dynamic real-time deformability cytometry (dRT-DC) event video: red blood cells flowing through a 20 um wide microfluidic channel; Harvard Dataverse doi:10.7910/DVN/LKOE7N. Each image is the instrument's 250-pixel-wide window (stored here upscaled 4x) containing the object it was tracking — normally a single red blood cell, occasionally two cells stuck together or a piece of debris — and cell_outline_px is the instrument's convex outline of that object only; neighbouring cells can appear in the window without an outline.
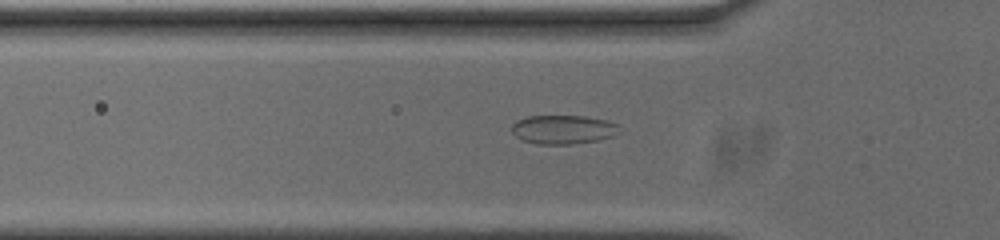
{"species": "common noctule bat (a hibernating species)", "species_latin": "Nyctalus noctula", "temperature_condition": "cold", "stored_images_in_passage": 44, "camera_frame_rate_fps": 3000, "um_per_image_px": 0.085, "animal": {"sex": "male", "body_mass_g": 20.0, "forearm_length_mm": 53.3}, "frame": {"image": 1, "passage_image": 12, "time_ms": 3.667, "image_size_px": [1000, 240], "cell_outline_px": [[620, 124], [612, 136], [596, 140], [576, 144], [536, 144], [524, 140], [516, 136], [512, 132], [512, 124], [516, 120], [528, 116], [584, 116], [608, 120]], "centroid_in_image_um": [47.84, 11.0], "position_along_channel_um": 78.0, "area_um2": 18.03}}
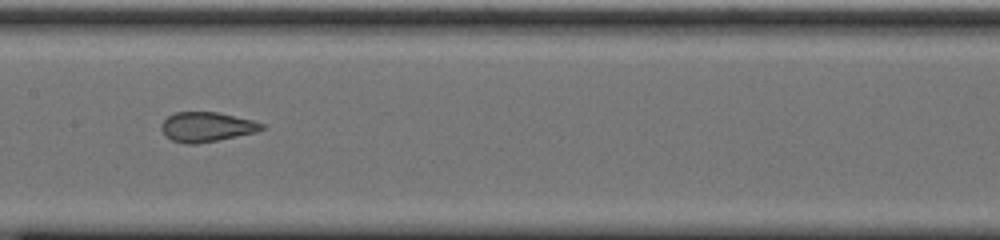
{"frame": {"image": 2, "passage_image": 21, "time_ms": 6.667, "image_size_px": [1000, 240], "cell_outline_px": [[264, 128], [256, 132], [196, 144], [188, 144], [172, 140], [160, 128], [164, 120], [168, 116], [176, 112], [216, 112], [252, 120], [264, 124]], "centroid_in_image_um": [17.56, 10.78], "position_along_channel_um": 189.8, "area_um2": 16.99}}
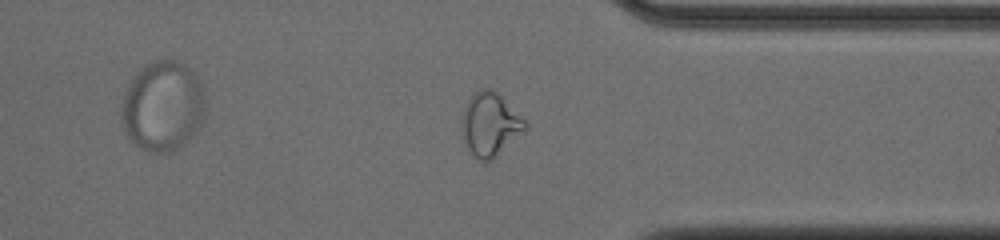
{"frame": {"image": 3, "passage_image": 36, "time_ms": 11.667, "image_size_px": [1000, 240], "cell_outline_px": [[528, 124], [524, 128], [484, 164], [468, 148], [464, 140], [464, 108], [468, 100], [476, 92], [484, 88], [488, 88], [496, 92]], "centroid_in_image_um": [41.62, 10.53], "position_along_channel_um": 369.8, "area_um2": 21.56}, "authors_computed_cell_mechanics": {"area_um2": 18.4671, "velocity_mm_per_s": 3.7115, "shape_relaxation_time_tau1_ms": null, "shape_relaxation_time_tau2_ms": 1.3945, "deformation_change_tau1": null, "deformation_change_tau2": 0.0612}}